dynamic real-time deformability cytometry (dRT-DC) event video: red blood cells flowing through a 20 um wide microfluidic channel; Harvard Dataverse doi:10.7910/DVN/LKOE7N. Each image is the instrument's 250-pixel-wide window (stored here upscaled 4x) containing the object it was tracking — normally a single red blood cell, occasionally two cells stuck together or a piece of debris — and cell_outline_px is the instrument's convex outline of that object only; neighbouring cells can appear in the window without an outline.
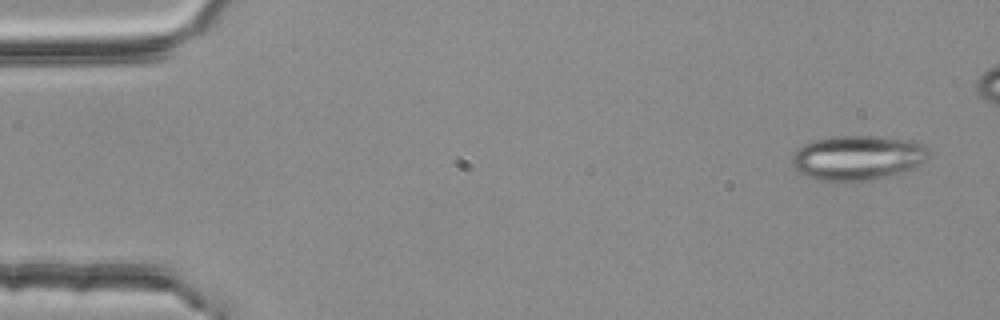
{"species": "common noctule bat (a hibernating species)", "species_latin": "Nyctalus noctula", "temperature_condition": "room temperature", "stored_images_in_passage": 4, "camera_frame_rate_fps": 3000, "um_per_image_px": 0.085, "animal": {"sex": "female", "body_mass_g": 25.1}, "frame": {"image": 1, "passage_image": 1, "time_ms": 0.0, "image_size_px": [1000, 320], "cell_outline_px": [[928, 156], [916, 168], [868, 180], [844, 184], [816, 180], [800, 172], [792, 164], [792, 156], [796, 148], [812, 140], [832, 136], [880, 136], [912, 140], [924, 144], [928, 148]], "centroid_in_image_um": [72.87, 13.41], "position_along_channel_um": 12.1, "area_um2": 36.24}}